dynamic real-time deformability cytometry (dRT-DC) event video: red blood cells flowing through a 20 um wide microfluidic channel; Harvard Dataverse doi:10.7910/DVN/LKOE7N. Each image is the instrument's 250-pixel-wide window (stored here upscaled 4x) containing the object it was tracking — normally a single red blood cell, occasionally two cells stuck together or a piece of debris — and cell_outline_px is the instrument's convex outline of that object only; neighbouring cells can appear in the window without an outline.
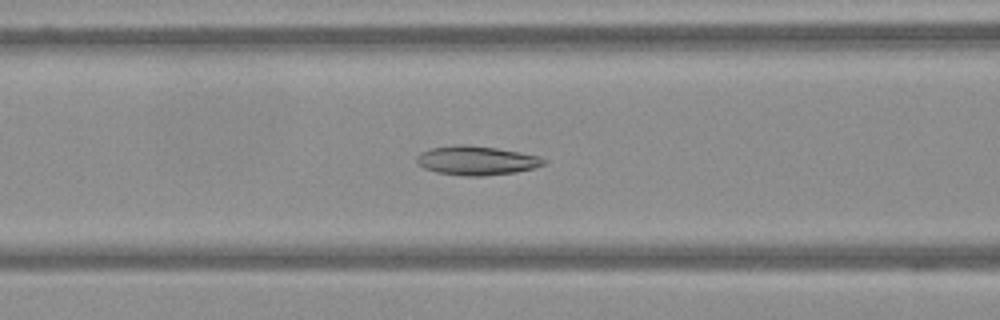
{"species": "Egyptian fruit bat (a non-hibernating species)", "species_latin": "Rousettus aegyptiacus", "temperature_condition": "warm", "stored_images_in_passage": 65, "camera_frame_rate_fps": 3000, "um_per_image_px": 0.085, "frame": {"image": 1, "passage_image": 28, "time_ms": 9.0, "image_size_px": [1000, 320], "cell_outline_px": [[548, 160], [544, 164], [532, 168], [516, 172], [484, 176], [464, 176], [436, 172], [424, 168], [416, 164], [416, 156], [420, 152], [432, 148], [460, 144], [468, 144], [496, 148], [540, 156]], "centroid_in_image_um": [40.48, 13.64], "position_along_channel_um": 126.1, "area_um2": 21.62}}
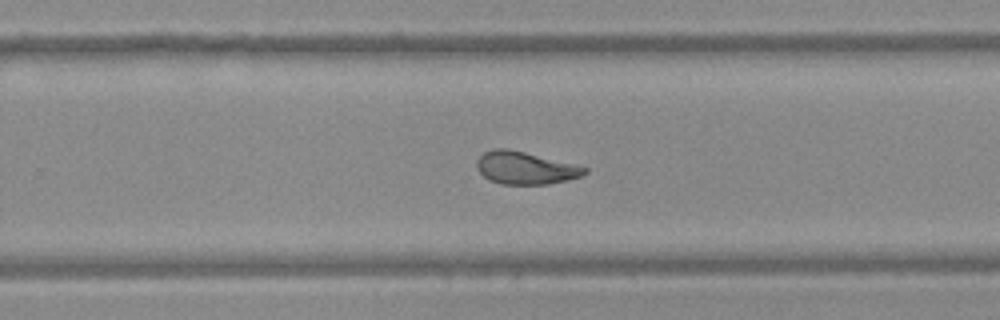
{"frame": {"image": 2, "passage_image": 43, "time_ms": 14.0, "image_size_px": [1000, 320], "cell_outline_px": [[588, 172], [580, 176], [568, 180], [548, 184], [500, 184], [488, 180], [476, 168], [476, 160], [484, 152], [492, 148], [508, 148], [588, 168]], "centroid_in_image_um": [44.6, 14.28], "position_along_channel_um": 285.2, "area_um2": 20.35}}
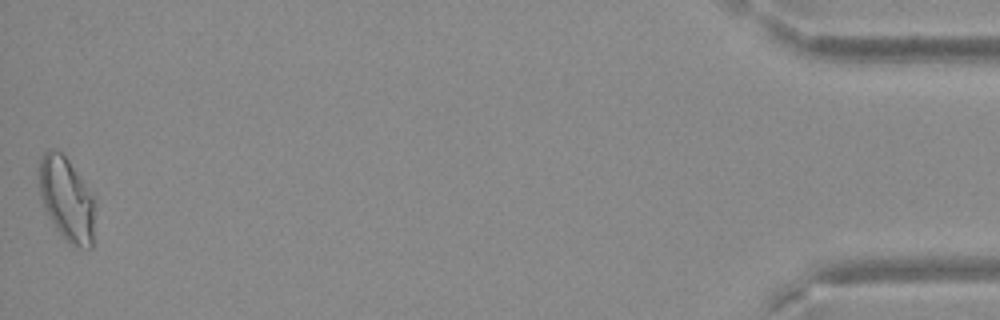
{"frame": {"image": 3, "passage_image": 65, "time_ms": 21.333, "image_size_px": [1000, 320], "cell_outline_px": [[96, 208], [92, 248], [80, 248], [68, 244], [56, 228], [44, 208], [40, 196], [36, 168], [40, 156], [48, 148], [52, 148], [60, 152], [68, 160], [96, 192]], "centroid_in_image_um": [5.7, 16.89], "position_along_channel_um": 429.5, "area_um2": 28.84}}